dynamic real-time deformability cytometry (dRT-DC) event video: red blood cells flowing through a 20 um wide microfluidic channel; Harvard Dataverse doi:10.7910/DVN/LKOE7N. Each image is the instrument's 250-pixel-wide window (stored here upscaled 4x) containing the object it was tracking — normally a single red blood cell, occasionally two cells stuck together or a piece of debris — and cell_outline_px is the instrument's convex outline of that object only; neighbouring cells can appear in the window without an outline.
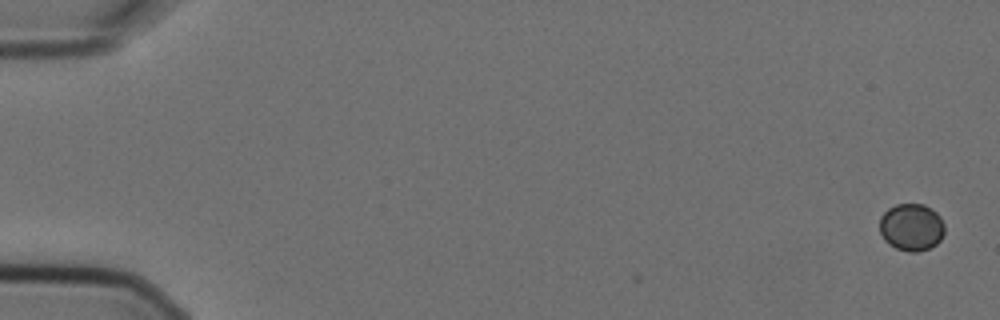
{"species": "Egyptian fruit bat (a non-hibernating species)", "species_latin": "Rousettus aegyptiacus", "temperature_condition": "cold", "stored_images_in_passage": 5, "camera_frame_rate_fps": 3000, "um_per_image_px": 0.085, "animal": {"sex": "female"}, "frame": {"image": 1, "passage_image": 1, "time_ms": 0.0, "image_size_px": [1000, 320], "cell_outline_px": [[944, 232], [940, 240], [936, 244], [928, 248], [916, 252], [908, 252], [896, 248], [888, 244], [884, 240], [880, 232], [880, 216], [888, 208], [896, 204], [924, 204], [936, 212], [940, 216], [944, 224]], "centroid_in_image_um": [77.46, 19.3], "position_along_channel_um": 7.5, "area_um2": 17.98}}
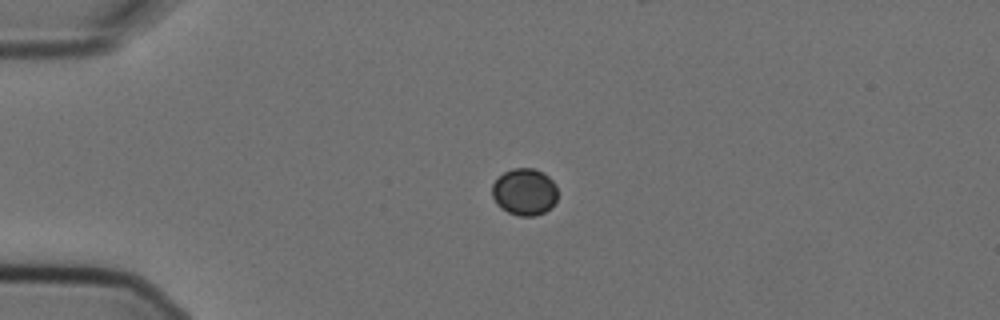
{"frame": {"image": 2, "passage_image": 4, "time_ms": 1.0, "image_size_px": [1000, 320], "cell_outline_px": [[556, 200], [544, 212], [536, 216], [520, 216], [508, 212], [500, 208], [496, 204], [492, 196], [492, 184], [504, 172], [512, 168], [532, 168], [544, 172], [556, 184]], "centroid_in_image_um": [44.56, 16.3], "position_along_channel_um": 40.4, "area_um2": 17.92}}